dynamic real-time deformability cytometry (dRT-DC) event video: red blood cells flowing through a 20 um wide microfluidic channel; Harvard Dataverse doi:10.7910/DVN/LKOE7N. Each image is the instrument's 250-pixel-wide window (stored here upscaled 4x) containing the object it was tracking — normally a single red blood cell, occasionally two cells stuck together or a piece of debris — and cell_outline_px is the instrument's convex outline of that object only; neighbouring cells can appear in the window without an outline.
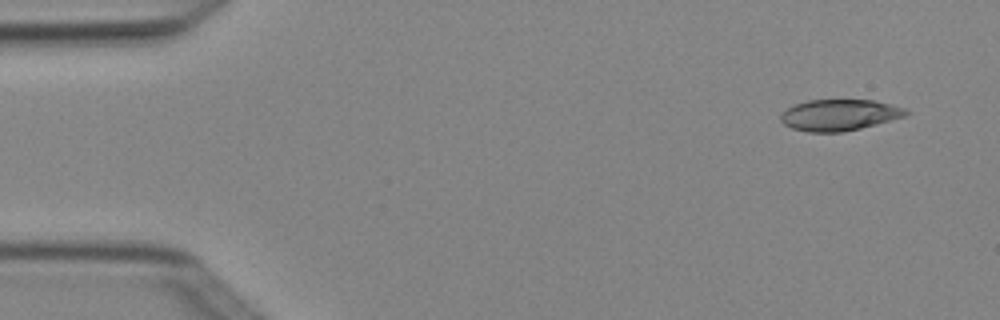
{"species": "Egyptian fruit bat (a non-hibernating species)", "species_latin": "Rousettus aegyptiacus", "temperature_condition": "cold", "stored_images_in_passage": 4, "camera_frame_rate_fps": 3000, "um_per_image_px": 0.085, "animal": {"sex": "female"}, "frame": {"image": 1, "passage_image": 1, "time_ms": 0.0, "image_size_px": [1000, 320], "cell_outline_px": [[912, 112], [904, 116], [876, 124], [844, 132], [808, 132], [792, 128], [784, 124], [780, 120], [780, 116], [792, 104], [808, 100], [872, 100], [904, 108]], "centroid_in_image_um": [71.32, 9.77], "position_along_channel_um": 13.7, "area_um2": 22.66}}
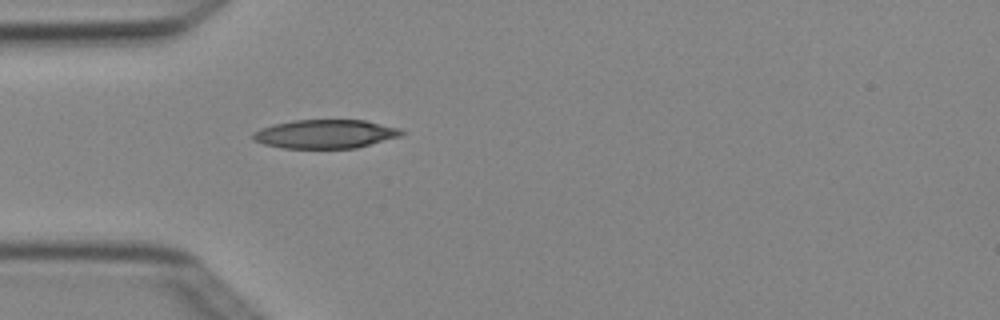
{"frame": {"image": 2, "passage_image": 4, "time_ms": 1.0, "image_size_px": [1000, 320], "cell_outline_px": [[404, 132], [400, 136], [356, 148], [284, 148], [264, 144], [252, 140], [252, 132], [260, 128], [272, 124], [296, 120], [364, 120], [400, 128]], "centroid_in_image_um": [27.61, 11.38], "position_along_channel_um": 57.4, "area_um2": 24.85}}